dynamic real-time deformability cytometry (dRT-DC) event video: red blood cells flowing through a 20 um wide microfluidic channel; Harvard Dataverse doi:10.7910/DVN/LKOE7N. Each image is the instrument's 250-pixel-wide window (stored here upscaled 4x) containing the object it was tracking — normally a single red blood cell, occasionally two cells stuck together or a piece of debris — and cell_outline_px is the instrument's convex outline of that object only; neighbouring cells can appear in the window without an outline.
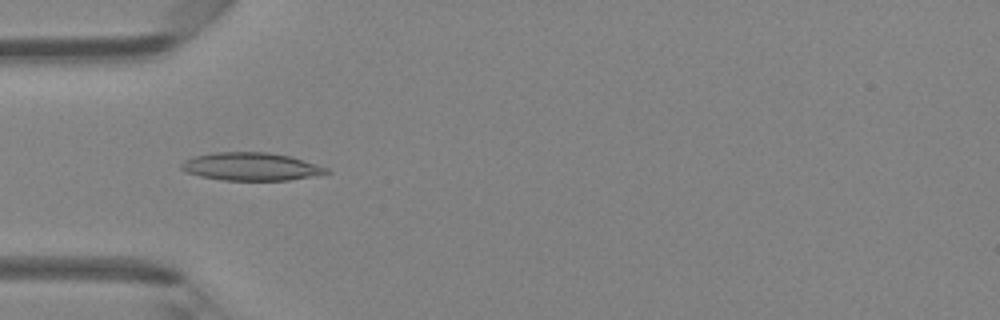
{"species": "Egyptian fruit bat (a non-hibernating species)", "species_latin": "Rousettus aegyptiacus", "temperature_condition": "room temperature", "stored_images_in_passage": 47, "camera_frame_rate_fps": 3000, "um_per_image_px": 0.085, "animal": {"sex": "female"}, "frame": {"image": 1, "passage_image": 15, "time_ms": 4.667, "image_size_px": [1000, 320], "cell_outline_px": [[332, 172], [312, 176], [288, 180], [220, 180], [200, 176], [184, 172], [180, 168], [180, 164], [184, 160], [192, 156], [216, 152], [268, 152], [288, 156], [328, 168]], "centroid_in_image_um": [21.27, 14.16], "position_along_channel_um": 63.7, "area_um2": 23.58}}
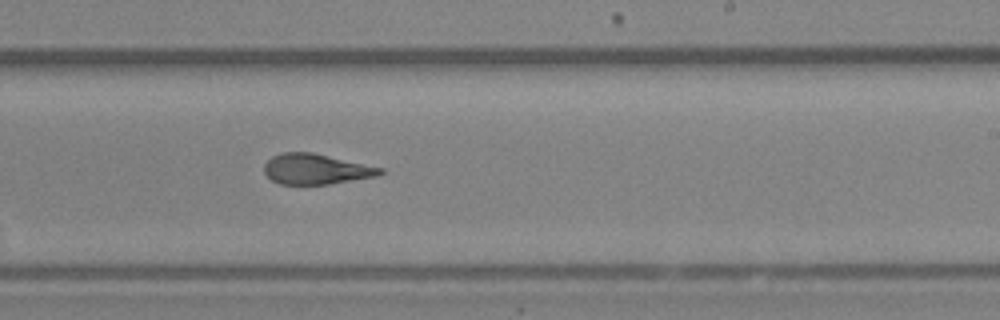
{"frame": {"image": 2, "passage_image": 29, "time_ms": 9.333, "image_size_px": [1000, 320], "cell_outline_px": [[384, 172], [376, 176], [328, 184], [280, 184], [272, 180], [264, 172], [264, 164], [272, 156], [280, 152], [312, 152], [384, 168]], "centroid_in_image_um": [26.84, 14.36], "position_along_channel_um": 262.2, "area_um2": 20.46}}
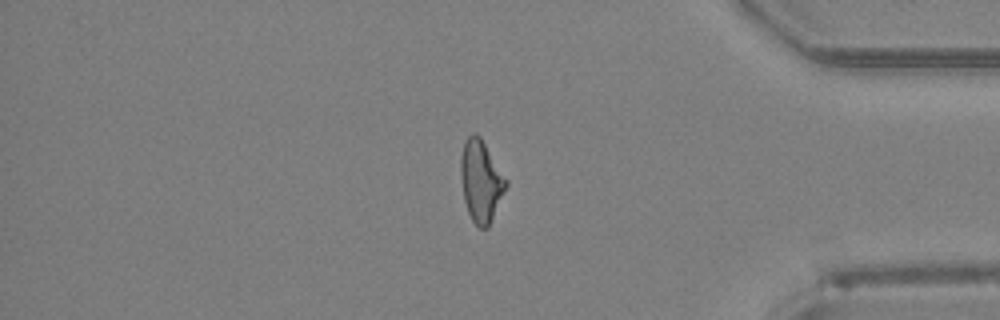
{"frame": {"image": 3, "passage_image": 40, "time_ms": 13.0, "image_size_px": [1000, 320], "cell_outline_px": [[508, 184], [488, 228], [480, 228], [472, 220], [468, 212], [464, 200], [460, 176], [460, 156], [464, 140], [472, 132], [476, 132], [480, 136], [508, 180]], "centroid_in_image_um": [40.87, 15.35], "position_along_channel_um": 394.3, "area_um2": 21.73}, "authors_computed_cell_mechanics": {"area_um2": 21.7328, "velocity_mm_per_s": 4.2906, "shape_relaxation_time_tau1_ms": null, "shape_relaxation_time_tau2_ms": 1.6309, "deformation_change_tau1": null, "deformation_change_tau2": 0.1091}}